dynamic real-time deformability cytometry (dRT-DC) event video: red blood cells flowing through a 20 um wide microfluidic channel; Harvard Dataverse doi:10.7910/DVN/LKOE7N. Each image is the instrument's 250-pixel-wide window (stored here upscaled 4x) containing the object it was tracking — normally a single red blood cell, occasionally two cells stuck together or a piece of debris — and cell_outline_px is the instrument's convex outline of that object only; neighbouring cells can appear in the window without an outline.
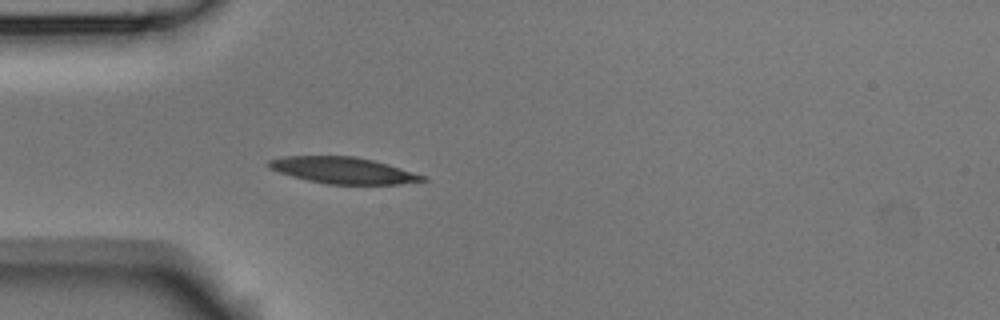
{"species": "Egyptian fruit bat (a non-hibernating species)", "species_latin": "Rousettus aegyptiacus", "temperature_condition": "room temperature", "stored_images_in_passage": 5, "camera_frame_rate_fps": 3000, "um_per_image_px": 0.085, "animal": {"sex": "male"}, "frame": {"image": 1, "passage_image": 5, "time_ms": 1.333, "image_size_px": [1000, 320], "cell_outline_px": [[428, 180], [400, 184], [328, 184], [308, 180], [292, 176], [268, 168], [268, 160], [284, 156], [356, 156], [388, 164], [428, 176]], "centroid_in_image_um": [29.2, 14.48], "position_along_channel_um": 55.8, "area_um2": 23.7}}